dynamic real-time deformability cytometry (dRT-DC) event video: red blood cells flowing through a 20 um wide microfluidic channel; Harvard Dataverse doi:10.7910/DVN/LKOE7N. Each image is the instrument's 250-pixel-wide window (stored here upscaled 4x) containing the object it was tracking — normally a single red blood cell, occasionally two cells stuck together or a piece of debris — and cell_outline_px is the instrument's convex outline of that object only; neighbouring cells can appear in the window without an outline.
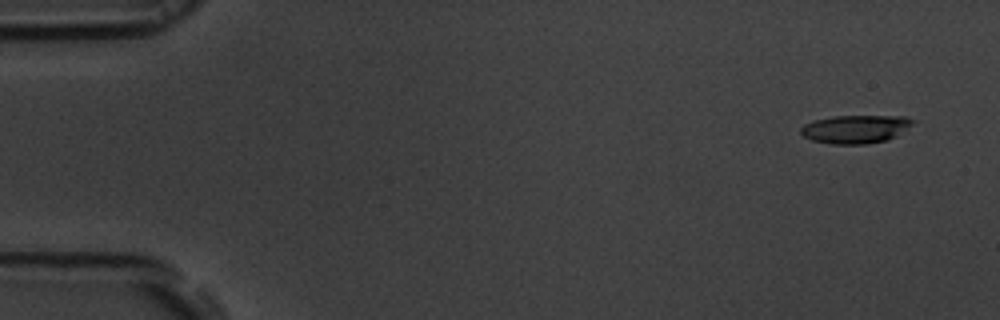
{"species": "common noctule bat (a hibernating species)", "species_latin": "Nyctalus noctula", "temperature_condition": "room temperature", "stored_images_in_passage": 14, "camera_frame_rate_fps": 3000, "um_per_image_px": 0.085, "animal": {"sex": "male", "body_mass_g": 19.5, "forearm_length_mm": 54.6}, "frame": {"image": 1, "passage_image": 1, "time_ms": 0.0, "image_size_px": [1000, 320], "cell_outline_px": [[916, 120], [912, 124], [896, 136], [888, 140], [868, 144], [832, 144], [812, 140], [804, 136], [800, 132], [800, 128], [804, 124], [812, 120], [832, 116], [908, 116]], "centroid_in_image_um": [72.72, 10.97], "position_along_channel_um": 12.3, "area_um2": 18.61}}
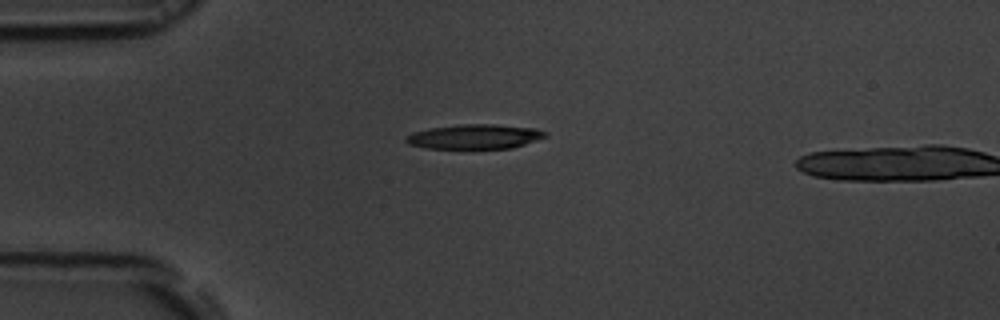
{"frame": {"image": 2, "passage_image": 12, "time_ms": 3.667, "image_size_px": [1000, 320], "cell_outline_px": [[548, 136], [512, 148], [424, 148], [408, 144], [404, 140], [404, 136], [412, 132], [428, 128], [460, 124], [496, 124], [536, 128], [548, 132]], "centroid_in_image_um": [40.32, 11.6], "position_along_channel_um": 44.7, "area_um2": 20.17}}